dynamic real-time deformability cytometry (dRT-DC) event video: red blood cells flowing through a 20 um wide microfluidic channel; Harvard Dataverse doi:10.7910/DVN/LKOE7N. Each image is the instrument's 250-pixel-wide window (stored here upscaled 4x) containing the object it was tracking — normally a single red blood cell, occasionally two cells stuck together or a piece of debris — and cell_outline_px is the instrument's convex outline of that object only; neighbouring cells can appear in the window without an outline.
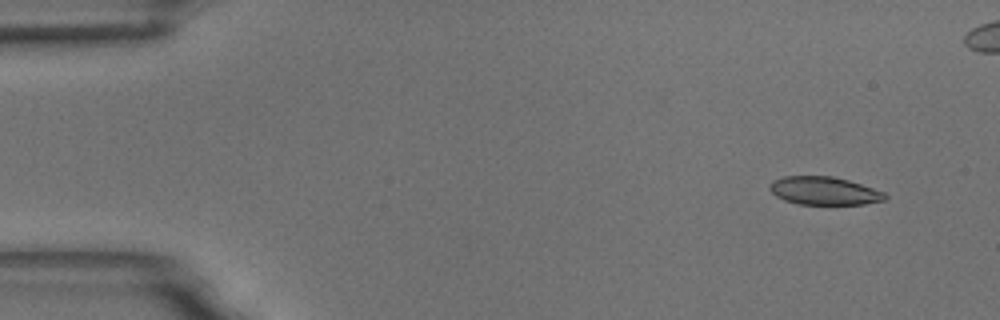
{"species": "common noctule bat (a hibernating species)", "species_latin": "Nyctalus noctula", "temperature_condition": "room temperature", "stored_images_in_passage": 53, "camera_frame_rate_fps": 3000, "um_per_image_px": 0.085, "animal": {"sex": "male", "body_mass_g": 18.8}, "frame": {"image": 1, "passage_image": 1, "time_ms": 0.0, "image_size_px": [1000, 320], "cell_outline_px": [[888, 196], [884, 200], [864, 204], [800, 204], [784, 200], [776, 196], [768, 188], [772, 180], [784, 176], [832, 176], [848, 180], [884, 192]], "centroid_in_image_um": [70.02, 16.21], "position_along_channel_um": 15.0, "area_um2": 18.79}}
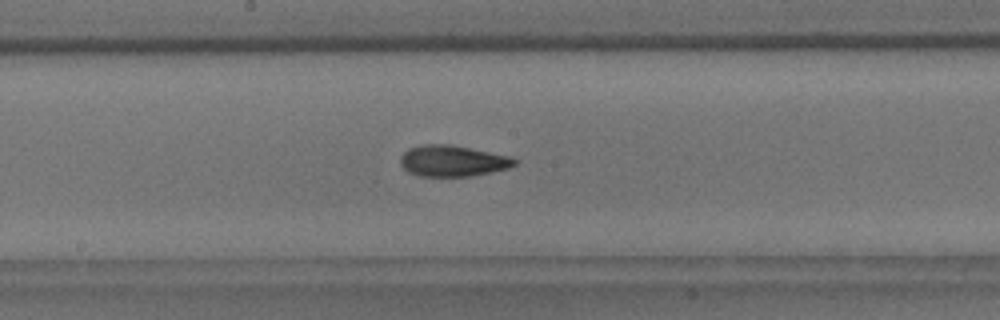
{"frame": {"image": 2, "passage_image": 26, "time_ms": 8.333, "image_size_px": [1000, 320], "cell_outline_px": [[516, 164], [508, 168], [492, 172], [472, 176], [420, 176], [408, 172], [400, 164], [400, 156], [408, 148], [420, 144], [452, 144], [512, 156], [516, 160]], "centroid_in_image_um": [38.47, 13.66], "position_along_channel_um": 209.7, "area_um2": 20.98}}
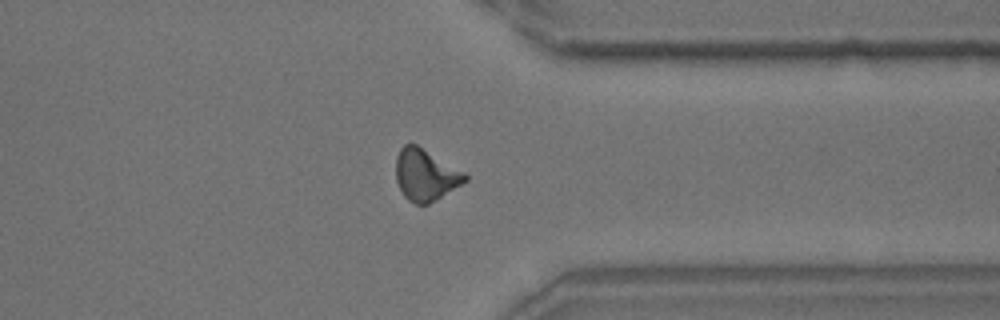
{"frame": {"image": 3, "passage_image": 40, "time_ms": 13.0, "image_size_px": [1000, 320], "cell_outline_px": [[468, 180], [428, 204], [416, 204], [408, 200], [404, 196], [396, 180], [396, 156], [400, 148], [404, 144], [416, 144], [464, 172], [468, 176]], "centroid_in_image_um": [36.14, 14.86], "position_along_channel_um": 375.3, "area_um2": 20.52}, "authors_computed_cell_mechanics": {"area_um2": 20.23, "velocity_mm_per_s": 3.6352, "shape_relaxation_time_tau1_ms": 7.3686, "shape_relaxation_time_tau2_ms": 3.1321, "deformation_change_tau1": 0.1749, "deformation_change_tau2": 0.1021}}